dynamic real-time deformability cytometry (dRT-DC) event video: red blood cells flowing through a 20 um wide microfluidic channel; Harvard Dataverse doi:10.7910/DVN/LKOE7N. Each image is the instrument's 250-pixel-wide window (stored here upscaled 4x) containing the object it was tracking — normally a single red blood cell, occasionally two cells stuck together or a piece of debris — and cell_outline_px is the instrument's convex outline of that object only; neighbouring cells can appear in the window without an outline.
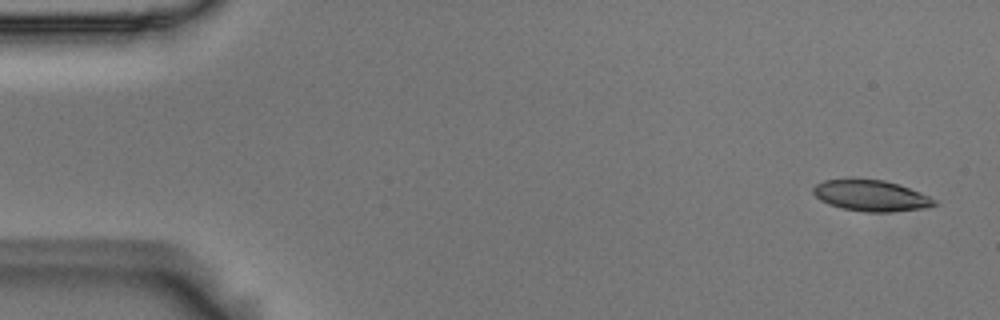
{"species": "Egyptian fruit bat (a non-hibernating species)", "species_latin": "Rousettus aegyptiacus", "temperature_condition": "room temperature", "stored_images_in_passage": 55, "camera_frame_rate_fps": 3000, "um_per_image_px": 0.085, "animal": {"sex": "male"}, "frame": {"image": 1, "passage_image": 3, "time_ms": 0.667, "image_size_px": [1000, 320], "cell_outline_px": [[936, 204], [928, 208], [892, 212], [868, 212], [840, 208], [828, 204], [820, 200], [812, 192], [812, 188], [816, 184], [824, 180], [848, 176], [884, 180], [900, 184], [920, 192], [936, 200]], "centroid_in_image_um": [73.99, 16.59], "position_along_channel_um": 11.0, "area_um2": 22.72}}
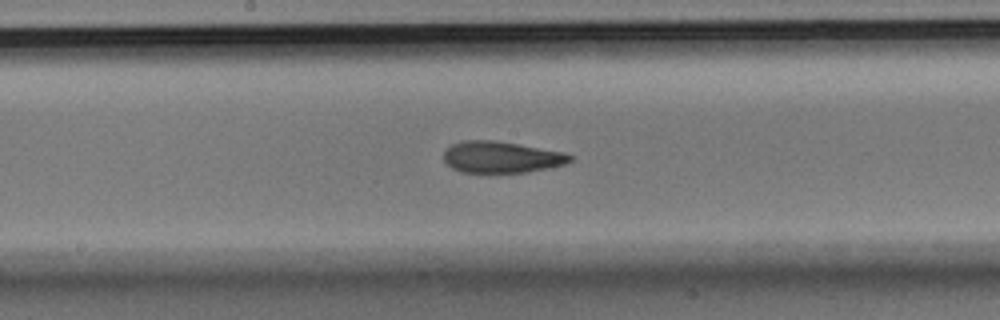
{"frame": {"image": 2, "passage_image": 29, "time_ms": 9.333, "image_size_px": [1000, 320], "cell_outline_px": [[572, 160], [564, 164], [548, 168], [528, 172], [460, 172], [452, 168], [444, 160], [444, 152], [452, 144], [460, 140], [496, 140], [564, 152], [572, 156]], "centroid_in_image_um": [42.6, 13.35], "position_along_channel_um": 205.6, "area_um2": 23.12}}
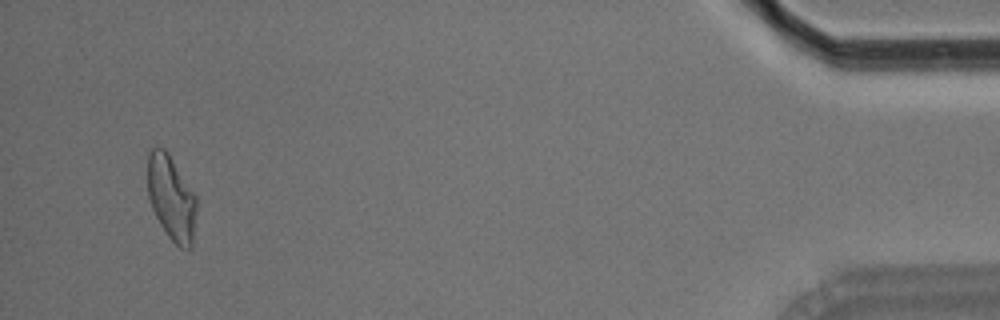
{"frame": {"image": 3, "passage_image": 53, "time_ms": 17.333, "image_size_px": [1000, 320], "cell_outline_px": [[196, 212], [192, 248], [180, 248], [168, 236], [160, 224], [152, 208], [148, 196], [148, 156], [152, 148], [156, 144], [164, 148], [168, 152], [196, 196]], "centroid_in_image_um": [14.56, 16.81], "position_along_channel_um": 420.6, "area_um2": 24.16}, "authors_computed_cell_mechanics": {"area_um2": 23.5824, "velocity_mm_per_s": 3.6566, "shape_relaxation_time_tau1_ms": 8.3296, "shape_relaxation_time_tau2_ms": 3.1452, "deformation_change_tau1": 0.2125, "deformation_change_tau2": 0.1023}}